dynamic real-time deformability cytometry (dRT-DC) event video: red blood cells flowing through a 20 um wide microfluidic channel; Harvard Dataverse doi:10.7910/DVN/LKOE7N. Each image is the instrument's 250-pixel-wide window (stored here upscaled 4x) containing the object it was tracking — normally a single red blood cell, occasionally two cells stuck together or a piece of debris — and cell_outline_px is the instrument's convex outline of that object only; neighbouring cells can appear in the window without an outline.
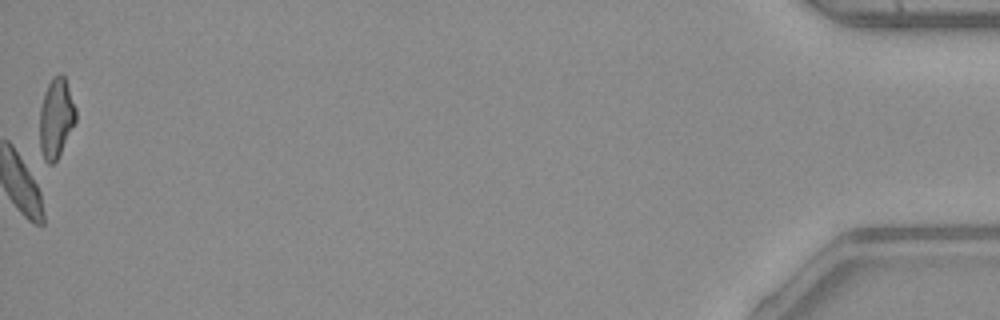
{"species": "common noctule bat (a hibernating species)", "species_latin": "Nyctalus noctula", "temperature_condition": "warm", "stored_images_in_passage": 53, "camera_frame_rate_fps": 3000, "um_per_image_px": 0.085, "animal": {"sex": "male", "body_mass_g": 23.1, "forearm_length_mm": 52.7}, "frame": {"image": 1, "passage_image": 53, "time_ms": 17.333, "image_size_px": [1000, 320], "cell_outline_px": [[76, 120], [56, 160], [52, 164], [48, 164], [44, 160], [40, 148], [40, 108], [44, 92], [52, 76], [60, 72], [64, 76], [76, 108]], "centroid_in_image_um": [4.75, 10.0], "position_along_channel_um": 430.4, "area_um2": 16.65}, "authors_computed_cell_mechanics": {"area_um2": 16.8776, "velocity_mm_per_s": 4.0312, "shape_relaxation_time_tau1_ms": null, "shape_relaxation_time_tau2_ms": 5.5887, "deformation_change_tau1": null, "deformation_change_tau2": 0.0859}}